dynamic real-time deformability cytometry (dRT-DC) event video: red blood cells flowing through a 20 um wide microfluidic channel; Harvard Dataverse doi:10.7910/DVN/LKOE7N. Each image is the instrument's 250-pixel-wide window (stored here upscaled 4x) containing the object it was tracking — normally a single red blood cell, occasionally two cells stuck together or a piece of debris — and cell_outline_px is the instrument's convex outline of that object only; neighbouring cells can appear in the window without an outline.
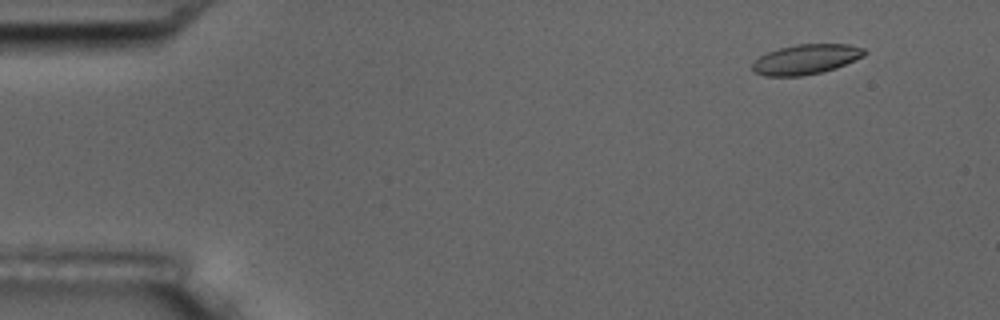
{"species": "common noctule bat (a hibernating species)", "species_latin": "Nyctalus noctula", "temperature_condition": "room temperature", "stored_images_in_passage": 6, "camera_frame_rate_fps": 3000, "um_per_image_px": 0.085, "animal": {"sex": "male", "body_mass_g": 17.5, "forearm_length_mm": 52.3}, "frame": {"image": 1, "passage_image": 2, "time_ms": 1.0, "image_size_px": [1000, 320], "cell_outline_px": [[868, 52], [864, 56], [836, 68], [820, 72], [800, 76], [764, 76], [756, 72], [752, 68], [752, 64], [760, 56], [768, 52], [780, 48], [796, 44], [848, 44], [864, 48]], "centroid_in_image_um": [68.53, 5.03], "position_along_channel_um": 16.5, "area_um2": 19.42}}